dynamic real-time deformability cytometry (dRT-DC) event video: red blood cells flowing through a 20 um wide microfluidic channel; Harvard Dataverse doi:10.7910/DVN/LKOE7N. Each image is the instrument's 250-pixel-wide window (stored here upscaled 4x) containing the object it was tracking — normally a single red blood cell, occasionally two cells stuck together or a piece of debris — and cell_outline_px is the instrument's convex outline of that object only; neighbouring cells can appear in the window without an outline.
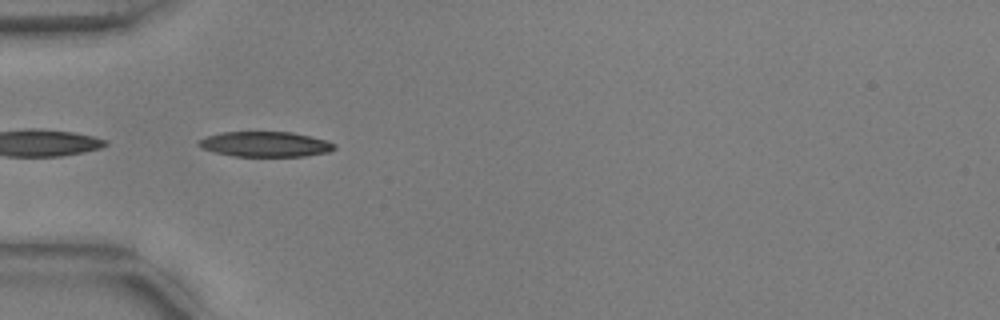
{"species": "common noctule bat (a hibernating species)", "species_latin": "Nyctalus noctula", "temperature_condition": "warm", "stored_images_in_passage": 4, "camera_frame_rate_fps": 3000, "um_per_image_px": 0.085, "animal": {"sex": "male", "body_mass_g": 17.9, "forearm_length_mm": 54.2}, "frame": {"image": 1, "passage_image": 1, "time_ms": 0.0, "image_size_px": [1000, 320], "cell_outline_px": [[336, 148], [328, 152], [304, 156], [232, 156], [200, 148], [196, 144], [196, 140], [220, 132], [292, 132], [324, 140], [336, 144]], "centroid_in_image_um": [22.49, 12.26], "position_along_channel_um": 62.5, "area_um2": 19.88}}